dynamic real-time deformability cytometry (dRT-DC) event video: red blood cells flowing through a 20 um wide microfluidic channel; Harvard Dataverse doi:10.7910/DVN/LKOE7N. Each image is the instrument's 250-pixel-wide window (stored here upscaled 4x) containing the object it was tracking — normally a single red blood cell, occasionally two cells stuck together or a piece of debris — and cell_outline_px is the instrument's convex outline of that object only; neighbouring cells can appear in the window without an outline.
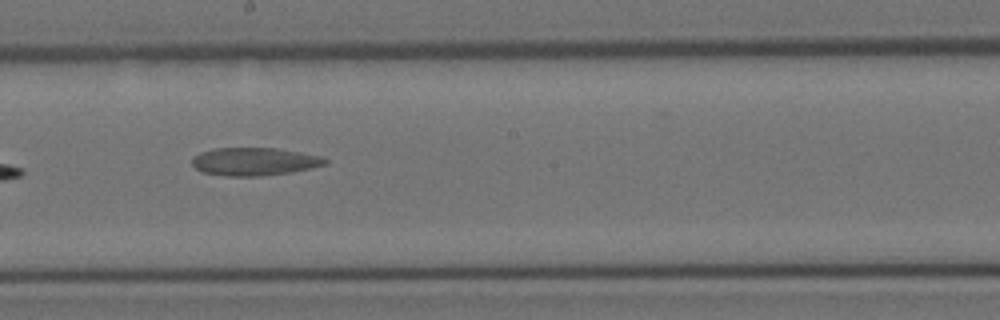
{"species": "Egyptian fruit bat (a non-hibernating species)", "species_latin": "Rousettus aegyptiacus", "temperature_condition": "room temperature", "stored_images_in_passage": 9, "camera_frame_rate_fps": 3000, "um_per_image_px": 0.085, "animal": {"sex": "female"}, "frame": {"image": 1, "passage_image": 8, "time_ms": 2.333, "image_size_px": [1000, 320], "cell_outline_px": [[328, 164], [312, 168], [292, 172], [260, 176], [224, 176], [204, 172], [196, 168], [192, 164], [192, 156], [200, 152], [212, 148], [276, 148], [324, 156], [328, 160]], "centroid_in_image_um": [21.65, 13.73], "position_along_channel_um": 226.6, "area_um2": 21.91}}
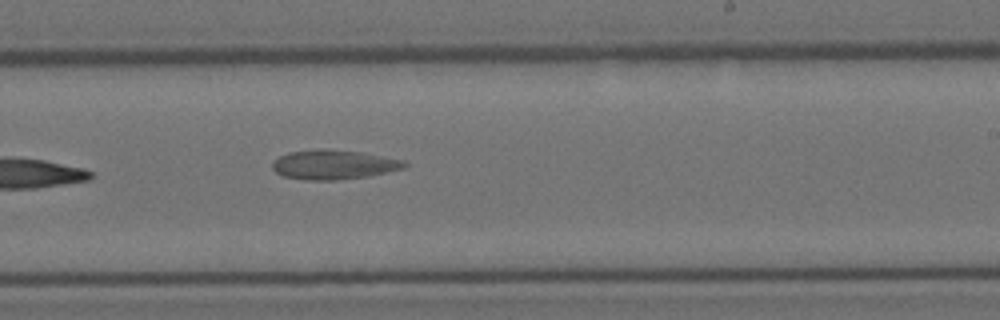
{"frame": {"image": 2, "passage_image": 9, "time_ms": 2.667, "image_size_px": [1000, 320], "cell_outline_px": [[408, 164], [404, 168], [388, 172], [368, 176], [336, 180], [308, 180], [284, 176], [276, 172], [272, 168], [272, 160], [288, 152], [320, 148], [324, 148], [360, 152], [404, 160]], "centroid_in_image_um": [28.34, 13.98], "position_along_channel_um": 260.7, "area_um2": 22.72}}